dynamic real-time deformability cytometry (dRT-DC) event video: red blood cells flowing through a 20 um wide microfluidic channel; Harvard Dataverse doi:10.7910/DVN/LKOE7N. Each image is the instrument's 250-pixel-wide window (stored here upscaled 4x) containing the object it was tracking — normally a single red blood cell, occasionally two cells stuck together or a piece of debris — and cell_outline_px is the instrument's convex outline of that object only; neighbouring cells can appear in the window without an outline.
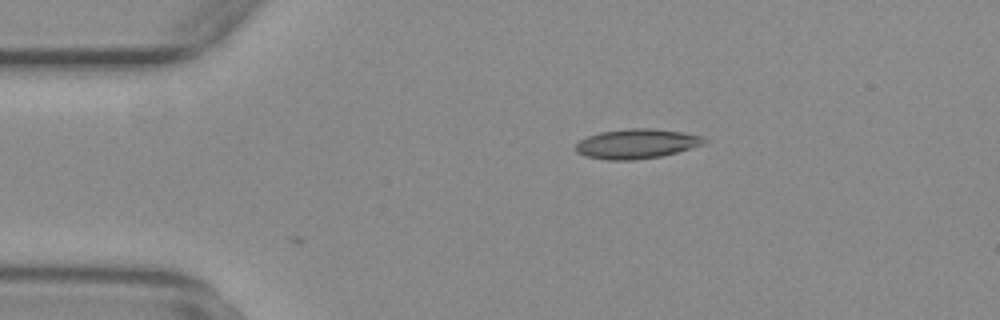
{"species": "common noctule bat (a hibernating species)", "species_latin": "Nyctalus noctula", "temperature_condition": "warm", "stored_images_in_passage": 2, "camera_frame_rate_fps": 3000, "um_per_image_px": 0.085, "animal": {"sex": "female", "body_mass_g": 29.2, "forearm_length_mm": 56.3}, "frame": {"image": 1, "passage_image": 2, "time_ms": 0.333, "image_size_px": [1000, 320], "cell_outline_px": [[708, 140], [704, 144], [676, 152], [660, 156], [632, 160], [608, 160], [584, 156], [576, 152], [576, 144], [580, 140], [588, 136], [600, 132], [624, 128], [652, 128], [684, 132], [704, 136]], "centroid_in_image_um": [54.12, 12.21], "position_along_channel_um": 30.9, "area_um2": 22.31}}